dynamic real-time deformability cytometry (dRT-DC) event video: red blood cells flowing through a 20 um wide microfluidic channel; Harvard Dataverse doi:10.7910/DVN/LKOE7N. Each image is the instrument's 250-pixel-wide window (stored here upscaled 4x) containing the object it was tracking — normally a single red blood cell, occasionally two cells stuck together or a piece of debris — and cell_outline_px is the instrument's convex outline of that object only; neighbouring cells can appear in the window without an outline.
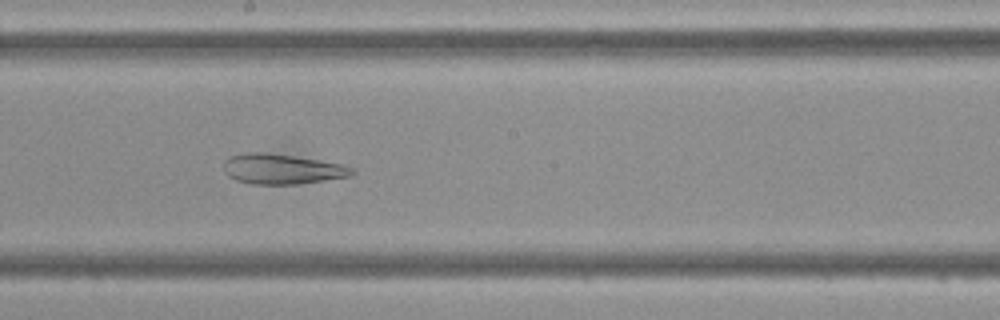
{"species": "Egyptian fruit bat (a non-hibernating species)", "species_latin": "Rousettus aegyptiacus", "temperature_condition": "cold", "stored_images_in_passage": 47, "camera_frame_rate_fps": 3000, "um_per_image_px": 0.085, "frame": {"image": 1, "passage_image": 26, "time_ms": 8.333, "image_size_px": [1000, 320], "cell_outline_px": [[356, 172], [352, 176], [296, 184], [252, 184], [236, 180], [228, 176], [224, 172], [224, 160], [228, 156], [248, 152], [264, 152], [292, 156], [344, 164], [356, 168]], "centroid_in_image_um": [23.98, 14.36], "position_along_channel_um": 224.2, "area_um2": 22.66}}
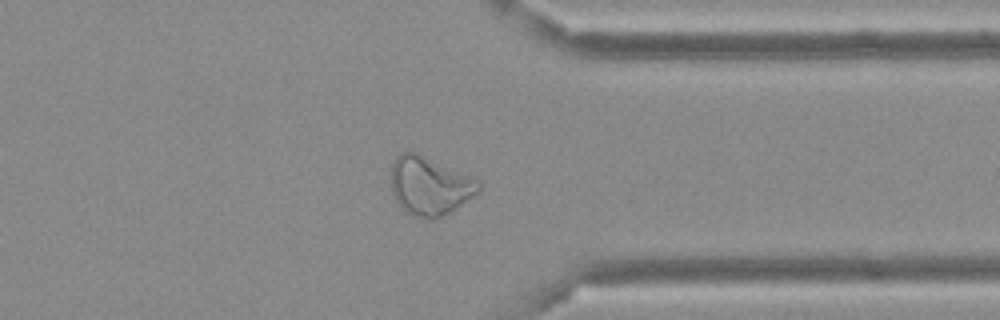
{"frame": {"image": 2, "passage_image": 37, "time_ms": 12.0, "image_size_px": [1000, 320], "cell_outline_px": [[480, 192], [452, 212], [432, 220], [428, 220], [416, 216], [408, 212], [396, 200], [392, 192], [392, 164], [396, 156], [400, 152], [416, 152], [480, 180]], "centroid_in_image_um": [36.56, 15.81], "position_along_channel_um": 374.8, "area_um2": 29.82}}
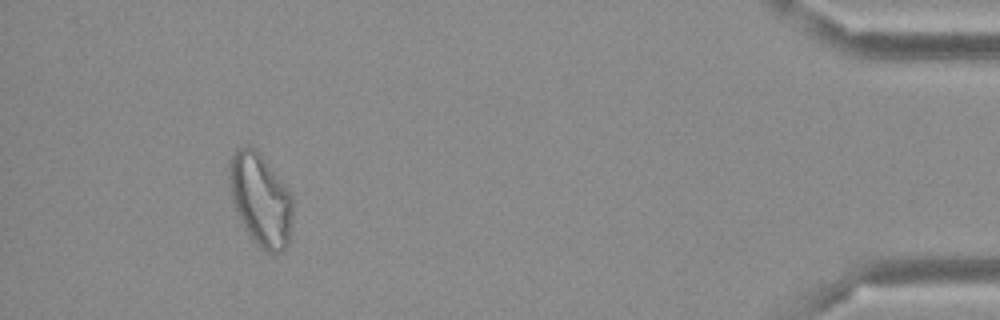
{"frame": {"image": 3, "passage_image": 44, "time_ms": 14.333, "image_size_px": [1000, 320], "cell_outline_px": [[292, 212], [288, 244], [280, 252], [268, 252], [256, 244], [248, 232], [232, 200], [228, 180], [228, 164], [236, 148], [252, 148], [264, 160], [284, 184], [292, 196]], "centroid_in_image_um": [22.13, 16.98], "position_along_channel_um": 413.1, "area_um2": 33.18}}